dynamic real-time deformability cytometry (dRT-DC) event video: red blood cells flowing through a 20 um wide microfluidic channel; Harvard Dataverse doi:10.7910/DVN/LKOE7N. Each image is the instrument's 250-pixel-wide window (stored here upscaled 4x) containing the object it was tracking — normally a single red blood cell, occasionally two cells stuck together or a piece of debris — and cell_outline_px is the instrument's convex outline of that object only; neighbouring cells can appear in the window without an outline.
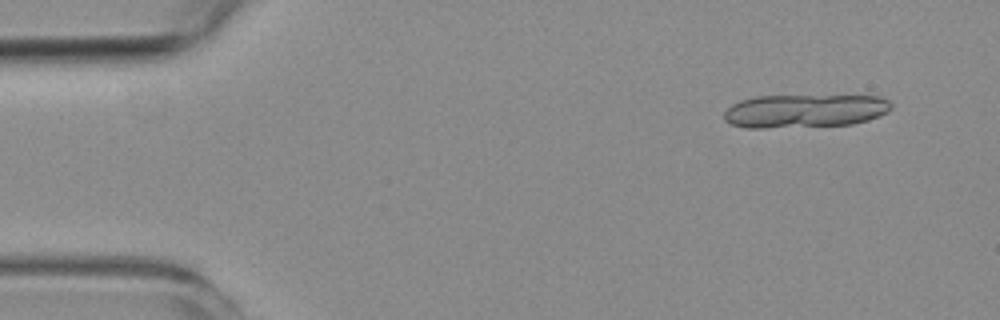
{"species": "common noctule bat (a hibernating species)", "species_latin": "Nyctalus noctula", "temperature_condition": "room temperature", "stored_images_in_passage": 8, "segment_of_instrument_passage": [1, 2], "camera_frame_rate_fps": 3000, "um_per_image_px": 0.085, "animal": {"sex": "female", "body_mass_g": 19.3, "forearm_length_mm": 54.1}, "frame": {"image": 1, "passage_image": 1, "time_ms": 0.0, "image_size_px": [1000, 320], "cell_outline_px": [[892, 108], [888, 112], [880, 116], [868, 120], [852, 124], [764, 128], [744, 128], [732, 124], [724, 120], [724, 112], [732, 104], [740, 100], [756, 96], [880, 96], [888, 100], [892, 104]], "centroid_in_image_um": [68.41, 9.43], "position_along_channel_um": 16.6, "area_um2": 32.6}}